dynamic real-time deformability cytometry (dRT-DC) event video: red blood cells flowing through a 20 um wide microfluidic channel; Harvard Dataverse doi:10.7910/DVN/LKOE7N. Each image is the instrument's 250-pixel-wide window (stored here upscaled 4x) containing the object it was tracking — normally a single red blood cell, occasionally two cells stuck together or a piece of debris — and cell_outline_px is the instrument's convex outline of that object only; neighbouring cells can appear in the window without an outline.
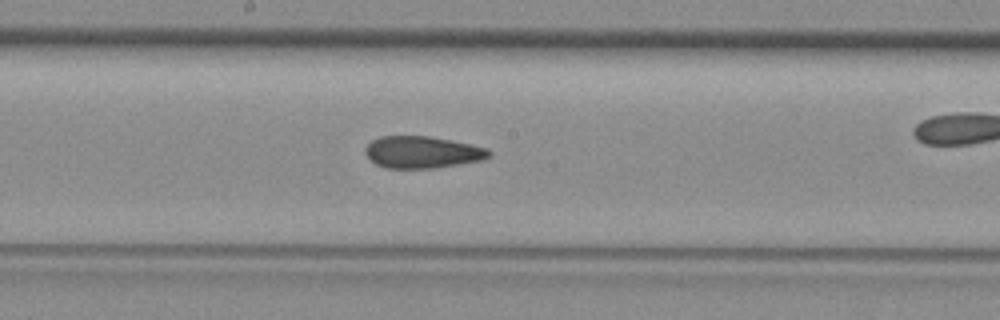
{"species": "common noctule bat (a hibernating species)", "species_latin": "Nyctalus noctula", "temperature_condition": "room temperature", "stored_images_in_passage": 37, "camera_frame_rate_fps": 3000, "um_per_image_px": 0.085, "animal": {"sex": "female", "body_mass_g": 29.2, "forearm_length_mm": 56.3}, "frame": {"image": 1, "passage_image": 16, "time_ms": 5.0, "image_size_px": [1000, 320], "cell_outline_px": [[492, 156], [484, 160], [436, 168], [384, 168], [376, 164], [364, 152], [364, 148], [372, 140], [380, 136], [428, 136], [488, 148], [492, 152]], "centroid_in_image_um": [35.91, 12.94], "position_along_channel_um": 212.3, "area_um2": 23.06}}